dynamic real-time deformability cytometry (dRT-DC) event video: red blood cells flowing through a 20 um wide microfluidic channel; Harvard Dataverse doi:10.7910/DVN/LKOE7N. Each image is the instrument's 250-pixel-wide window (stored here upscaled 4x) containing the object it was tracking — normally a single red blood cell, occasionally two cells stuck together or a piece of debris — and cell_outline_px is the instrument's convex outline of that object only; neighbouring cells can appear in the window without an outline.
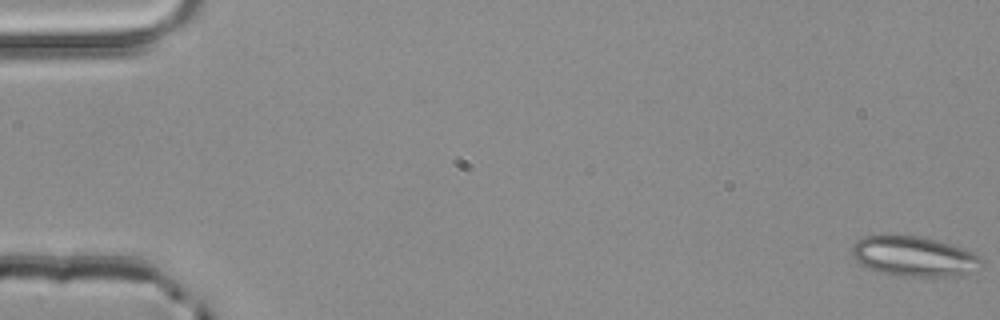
{"species": "common noctule bat (a hibernating species)", "species_latin": "Nyctalus noctula", "temperature_condition": "room temperature", "stored_images_in_passage": 4, "camera_frame_rate_fps": 3000, "um_per_image_px": 0.085, "animal": {"sex": "male", "body_mass_g": 20.4}, "frame": {"image": 1, "passage_image": 1, "time_ms": 0.0, "image_size_px": [1000, 320], "cell_outline_px": [[980, 260], [964, 276], [896, 276], [868, 268], [856, 260], [852, 256], [852, 244], [856, 240], [864, 236], [884, 232], [888, 232], [920, 236], [936, 240], [964, 248], [980, 256]], "centroid_in_image_um": [77.57, 21.73], "position_along_channel_um": 7.4, "area_um2": 30.58}}